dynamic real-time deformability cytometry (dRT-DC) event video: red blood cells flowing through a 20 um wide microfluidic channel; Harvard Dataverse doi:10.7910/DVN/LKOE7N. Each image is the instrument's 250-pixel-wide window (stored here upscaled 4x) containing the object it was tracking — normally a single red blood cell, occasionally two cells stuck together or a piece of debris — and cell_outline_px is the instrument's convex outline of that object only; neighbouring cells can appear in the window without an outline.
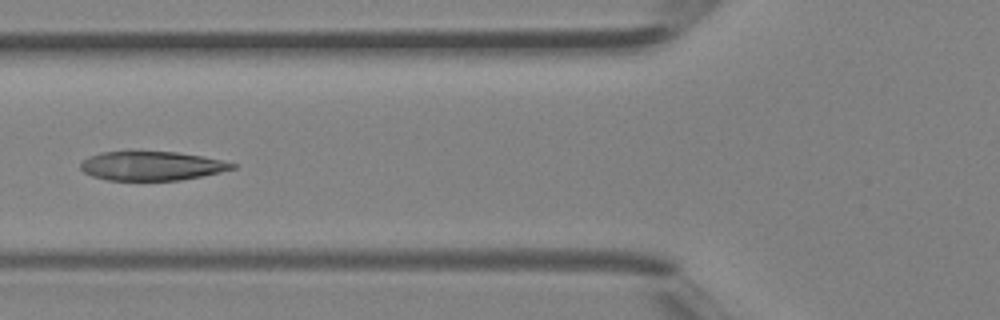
{"species": "Egyptian fruit bat (a non-hibernating species)", "species_latin": "Rousettus aegyptiacus", "temperature_condition": "room temperature", "stored_images_in_passage": 25, "camera_frame_rate_fps": 3000, "um_per_image_px": 0.085, "animal": {"sex": "female"}, "frame": {"image": 1, "passage_image": 15, "time_ms": 4.667, "image_size_px": [1000, 320], "cell_outline_px": [[236, 168], [220, 172], [180, 180], [108, 180], [92, 176], [84, 172], [80, 168], [80, 164], [88, 156], [100, 152], [176, 152], [204, 156], [236, 164]], "centroid_in_image_um": [12.88, 14.1], "position_along_channel_um": 112.9, "area_um2": 25.49}}